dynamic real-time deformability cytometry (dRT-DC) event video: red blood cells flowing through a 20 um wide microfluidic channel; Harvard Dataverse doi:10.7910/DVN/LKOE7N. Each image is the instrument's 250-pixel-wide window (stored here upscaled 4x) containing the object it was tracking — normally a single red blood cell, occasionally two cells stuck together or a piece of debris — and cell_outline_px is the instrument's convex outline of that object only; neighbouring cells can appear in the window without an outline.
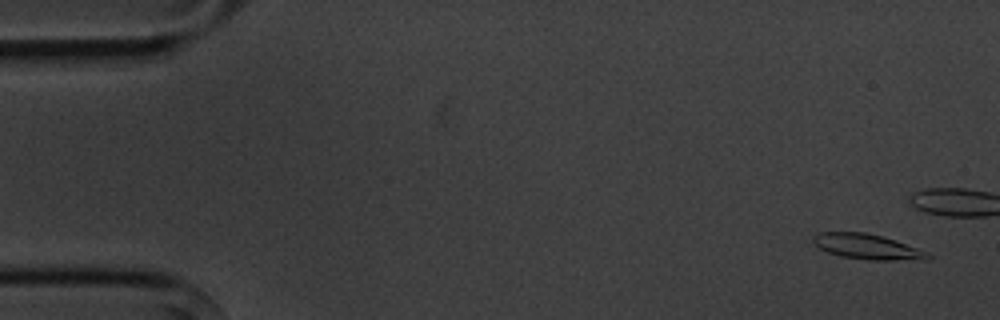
{"species": "common noctule bat (a hibernating species)", "species_latin": "Nyctalus noctula", "temperature_condition": "cold", "stored_images_in_passage": 7, "camera_frame_rate_fps": 3000, "um_per_image_px": 0.085, "animal": {"sex": "male", "body_mass_g": 20.1, "forearm_length_mm": 53.5}, "frame": {"image": 1, "passage_image": 1, "time_ms": 0.0, "image_size_px": [1000, 320], "cell_outline_px": [[932, 256], [928, 260], [868, 260], [840, 256], [828, 252], [812, 244], [812, 236], [816, 232], [864, 232], [896, 240], [928, 252]], "centroid_in_image_um": [73.7, 20.97], "position_along_channel_um": 11.3, "area_um2": 17.05}}
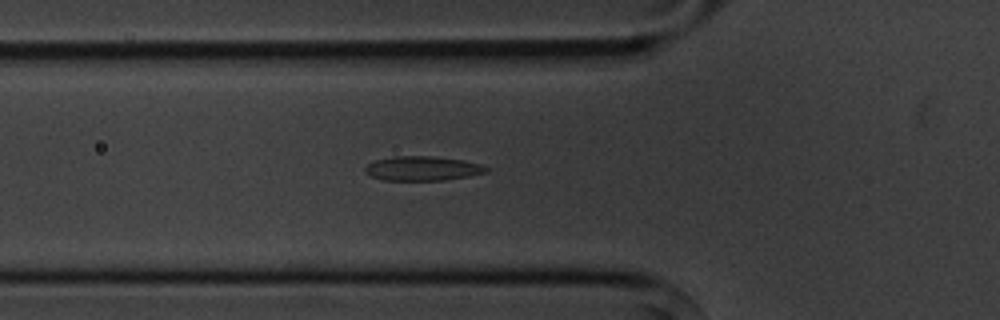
{"frame": {"image": 2, "passage_image": 7, "time_ms": 6.667, "image_size_px": [1000, 320], "cell_outline_px": [[488, 172], [468, 176], [444, 180], [384, 180], [372, 176], [364, 172], [364, 168], [368, 164], [376, 160], [392, 156], [432, 156], [464, 160], [480, 164], [488, 168]], "centroid_in_image_um": [35.91, 14.31], "position_along_channel_um": 89.9, "area_um2": 17.17}}